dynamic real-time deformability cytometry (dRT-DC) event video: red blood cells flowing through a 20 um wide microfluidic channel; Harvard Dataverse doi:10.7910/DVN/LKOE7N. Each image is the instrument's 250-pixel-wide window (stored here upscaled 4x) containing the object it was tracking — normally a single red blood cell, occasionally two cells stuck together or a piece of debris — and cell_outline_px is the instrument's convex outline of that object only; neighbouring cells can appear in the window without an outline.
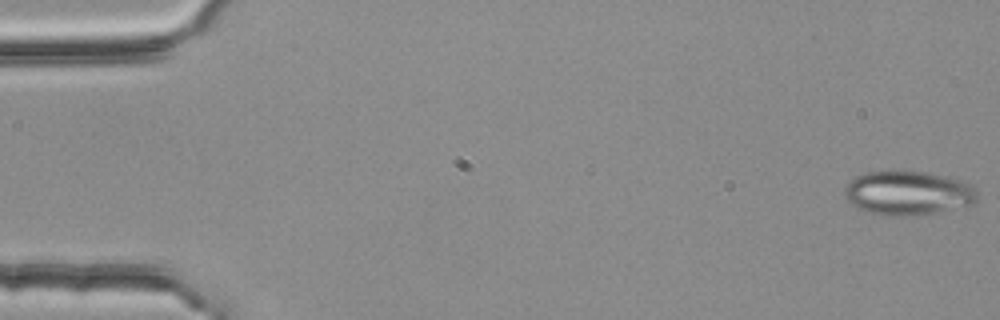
{"species": "common noctule bat (a hibernating species)", "species_latin": "Nyctalus noctula", "temperature_condition": "room temperature", "stored_images_in_passage": 54, "camera_frame_rate_fps": 3000, "um_per_image_px": 0.085, "animal": {"sex": "female", "body_mass_g": 25.1}, "frame": {"image": 1, "passage_image": 1, "time_ms": 0.0, "image_size_px": [1000, 320], "cell_outline_px": [[976, 200], [968, 204], [920, 216], [884, 216], [868, 212], [860, 208], [848, 200], [844, 196], [844, 188], [856, 176], [864, 172], [924, 172], [972, 184], [976, 188]], "centroid_in_image_um": [77.14, 16.43], "position_along_channel_um": 7.9, "area_um2": 33.47}}
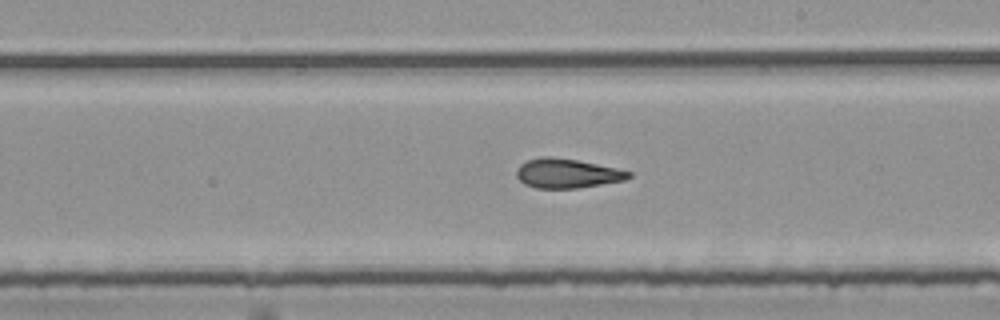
{"frame": {"image": 2, "passage_image": 31, "time_ms": 10.0, "image_size_px": [1000, 320], "cell_outline_px": [[632, 176], [624, 180], [580, 188], [536, 188], [524, 184], [516, 176], [516, 168], [520, 164], [528, 160], [544, 156], [548, 156], [576, 160], [616, 168], [632, 172]], "centroid_in_image_um": [48.18, 14.74], "position_along_channel_um": 240.8, "area_um2": 19.13}}
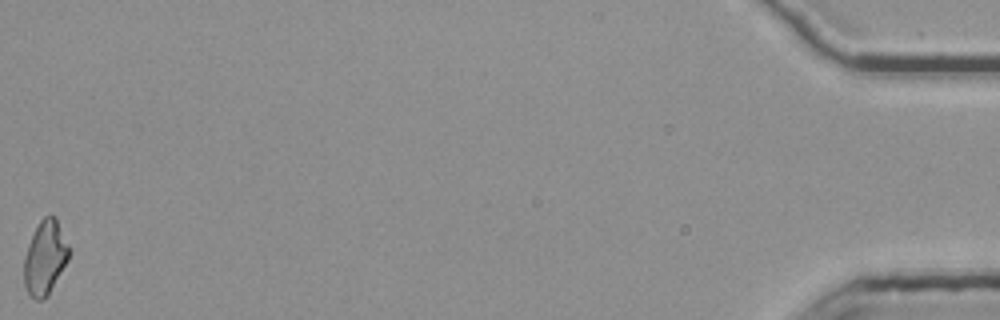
{"frame": {"image": 3, "passage_image": 54, "time_ms": 17.667, "image_size_px": [1000, 320], "cell_outline_px": [[68, 260], [48, 296], [44, 300], [36, 300], [28, 292], [24, 284], [24, 260], [28, 244], [40, 220], [44, 216], [56, 216], [68, 244]], "centroid_in_image_um": [3.83, 21.92], "position_along_channel_um": 431.4, "area_um2": 19.19}, "authors_computed_cell_mechanics": {"area_um2": 19.7387, "velocity_mm_per_s": 3.8193, "shape_relaxation_time_tau1_ms": null, "shape_relaxation_time_tau2_ms": 1.5279, "deformation_change_tau1": null, "deformation_change_tau2": 0.1033}}